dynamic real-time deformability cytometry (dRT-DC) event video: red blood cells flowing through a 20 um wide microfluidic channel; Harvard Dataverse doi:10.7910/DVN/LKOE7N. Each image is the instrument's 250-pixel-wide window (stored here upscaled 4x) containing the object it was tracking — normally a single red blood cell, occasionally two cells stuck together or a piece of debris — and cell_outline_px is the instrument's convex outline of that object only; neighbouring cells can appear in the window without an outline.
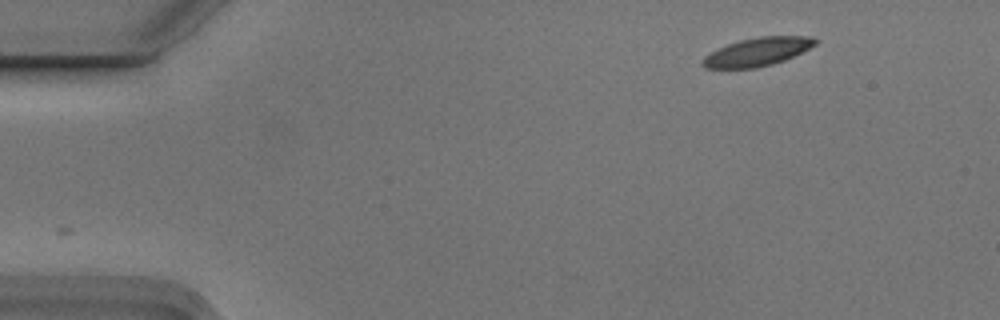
{"species": "Egyptian fruit bat (a non-hibernating species)", "species_latin": "Rousettus aegyptiacus", "temperature_condition": "cold", "stored_images_in_passage": 2, "camera_frame_rate_fps": 3000, "um_per_image_px": 0.085, "animal": {"sex": "male"}, "frame": {"image": 1, "passage_image": 2, "time_ms": 0.333, "image_size_px": [1000, 320], "cell_outline_px": [[816, 44], [784, 60], [772, 64], [756, 68], [704, 68], [700, 64], [700, 60], [704, 56], [716, 48], [740, 40], [760, 36], [812, 36], [816, 40]], "centroid_in_image_um": [64.3, 4.41], "position_along_channel_um": 20.7, "area_um2": 18.55}}